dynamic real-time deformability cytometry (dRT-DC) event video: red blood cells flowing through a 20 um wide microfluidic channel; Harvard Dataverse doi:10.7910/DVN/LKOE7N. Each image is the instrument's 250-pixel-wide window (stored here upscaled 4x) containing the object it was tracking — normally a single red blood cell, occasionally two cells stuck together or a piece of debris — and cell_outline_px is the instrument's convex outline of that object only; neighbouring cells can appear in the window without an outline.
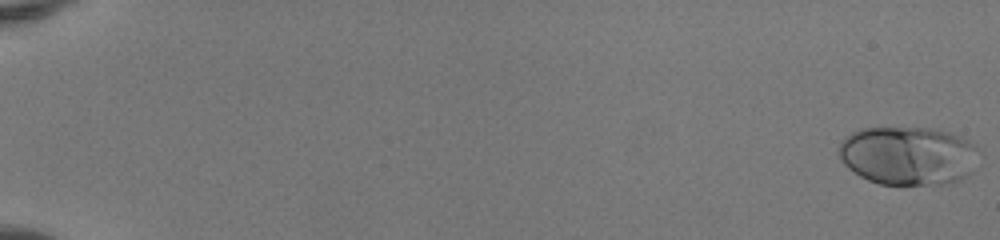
{"species": "human", "species_latin": "Homo sapiens", "temperature_condition": "room temperature", "stored_images_in_passage": 52, "camera_frame_rate_fps": 3000, "um_per_image_px": 0.085, "donor": {"sex": "female"}, "frame": {"image": 1, "passage_image": 1, "time_ms": 0.0, "image_size_px": [1000, 240], "cell_outline_px": [[980, 148], [968, 172], [960, 180], [948, 184], [880, 184], [868, 180], [860, 176], [848, 168], [840, 160], [836, 152], [840, 140], [844, 136], [852, 132], [864, 128], [936, 128], [960, 136], [976, 144]], "centroid_in_image_um": [77.13, 13.21], "position_along_channel_um": 7.9, "area_um2": 48.09}}
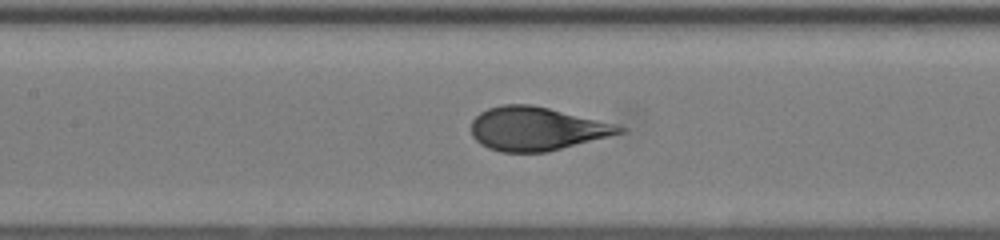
{"frame": {"image": 2, "passage_image": 27, "time_ms": 8.667, "image_size_px": [1000, 240], "cell_outline_px": [[628, 128], [624, 132], [544, 152], [500, 152], [488, 148], [480, 144], [472, 136], [472, 120], [480, 112], [488, 108], [504, 104], [532, 104]], "centroid_in_image_um": [45.52, 10.94], "position_along_channel_um": 161.9, "area_um2": 36.88}}
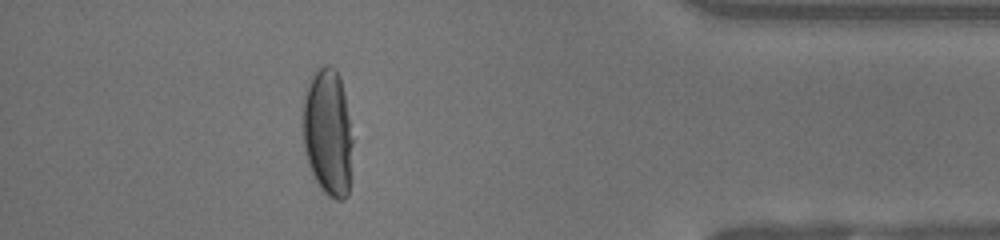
{"frame": {"image": 3, "passage_image": 47, "time_ms": 15.333, "image_size_px": [1000, 240], "cell_outline_px": [[352, 144], [348, 196], [344, 200], [336, 200], [328, 196], [320, 188], [308, 164], [304, 148], [304, 92], [312, 72], [324, 64], [328, 64], [336, 68], [340, 76], [344, 92], [352, 140]], "centroid_in_image_um": [27.86, 11.23], "position_along_channel_um": 407.3, "area_um2": 36.99}, "authors_computed_cell_mechanics": {"area_um2": 39.3618, "velocity_mm_per_s": 4.1343, "shape_relaxation_time_tau1_ms": 4.7029, "shape_relaxation_time_tau2_ms": null, "deformation_change_tau1": 0.2437, "deformation_change_tau2": null}}